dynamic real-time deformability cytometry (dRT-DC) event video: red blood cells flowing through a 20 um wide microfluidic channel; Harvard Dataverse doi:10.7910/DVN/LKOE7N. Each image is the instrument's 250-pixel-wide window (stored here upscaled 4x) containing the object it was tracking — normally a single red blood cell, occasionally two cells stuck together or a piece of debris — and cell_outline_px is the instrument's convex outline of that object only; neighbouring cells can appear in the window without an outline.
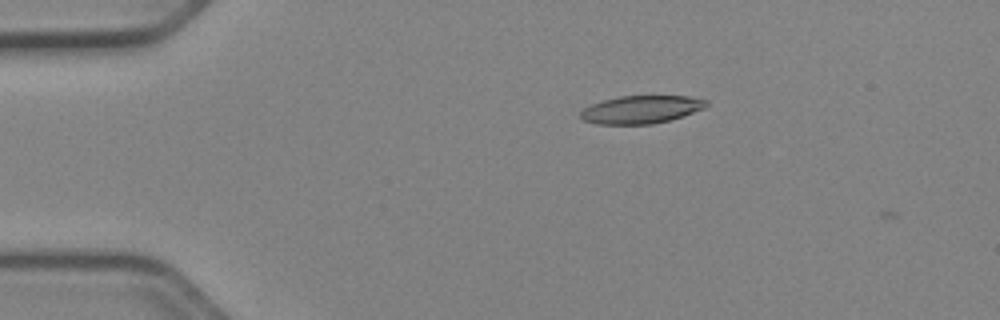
{"species": "Egyptian fruit bat (a non-hibernating species)", "species_latin": "Rousettus aegyptiacus", "temperature_condition": "cold", "stored_images_in_passage": 2, "camera_frame_rate_fps": 3000, "um_per_image_px": 0.085, "animal": {"sex": "female"}, "frame": {"image": 1, "passage_image": 1, "time_ms": 0.0, "image_size_px": [1000, 320], "cell_outline_px": [[708, 104], [704, 108], [668, 120], [652, 124], [596, 124], [584, 120], [580, 116], [580, 112], [584, 108], [592, 104], [604, 100], [620, 96], [688, 96], [708, 100]], "centroid_in_image_um": [54.48, 9.3], "position_along_channel_um": 30.5, "area_um2": 20.17}}